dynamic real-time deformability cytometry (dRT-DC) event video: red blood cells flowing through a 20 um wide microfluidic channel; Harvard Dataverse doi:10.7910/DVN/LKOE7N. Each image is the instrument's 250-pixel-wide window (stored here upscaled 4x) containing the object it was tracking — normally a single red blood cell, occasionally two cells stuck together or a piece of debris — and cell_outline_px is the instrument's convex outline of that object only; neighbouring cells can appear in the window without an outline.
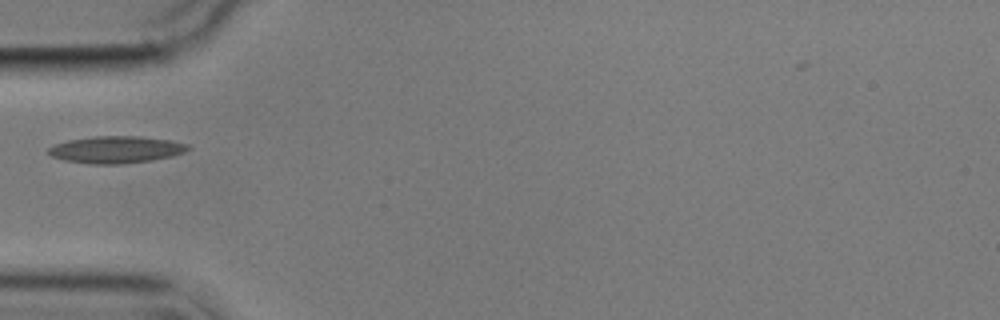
{"species": "common noctule bat (a hibernating species)", "species_latin": "Nyctalus noctula", "temperature_condition": "cold", "stored_images_in_passage": 4, "camera_frame_rate_fps": 3000, "um_per_image_px": 0.085, "animal": {"sex": "male", "body_mass_g": 17.9}, "frame": {"image": 1, "passage_image": 1, "time_ms": 0.0, "image_size_px": [1000, 320], "cell_outline_px": [[192, 148], [184, 152], [172, 156], [152, 160], [124, 164], [88, 164], [64, 160], [52, 156], [48, 152], [48, 148], [56, 144], [68, 140], [96, 136], [140, 136], [168, 140], [188, 144]], "centroid_in_image_um": [9.88, 12.72], "position_along_channel_um": 75.1, "area_um2": 21.96}}
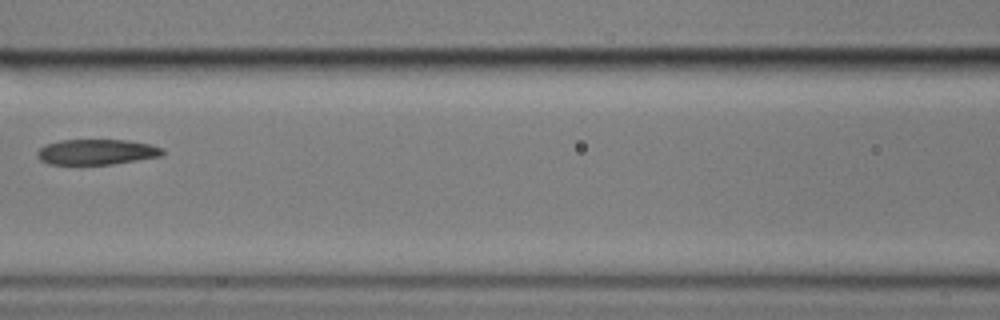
{"frame": {"image": 2, "passage_image": 3, "time_ms": 2.333, "image_size_px": [1000, 320], "cell_outline_px": [[164, 156], [112, 164], [48, 164], [40, 160], [36, 156], [36, 152], [40, 148], [48, 144], [60, 140], [128, 140], [148, 144], [164, 148]], "centroid_in_image_um": [8.23, 12.92], "position_along_channel_um": 158.4, "area_um2": 18.61}}
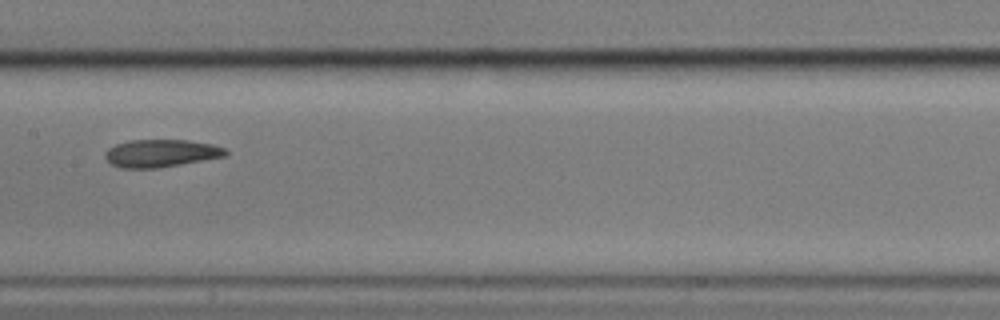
{"frame": {"image": 3, "passage_image": 4, "time_ms": 3.333, "image_size_px": [1000, 320], "cell_outline_px": [[228, 152], [224, 156], [160, 168], [120, 168], [112, 164], [104, 156], [104, 152], [108, 148], [116, 144], [132, 140], [188, 140], [212, 144], [224, 148]], "centroid_in_image_um": [13.65, 13.03], "position_along_channel_um": 193.7, "area_um2": 19.31}}